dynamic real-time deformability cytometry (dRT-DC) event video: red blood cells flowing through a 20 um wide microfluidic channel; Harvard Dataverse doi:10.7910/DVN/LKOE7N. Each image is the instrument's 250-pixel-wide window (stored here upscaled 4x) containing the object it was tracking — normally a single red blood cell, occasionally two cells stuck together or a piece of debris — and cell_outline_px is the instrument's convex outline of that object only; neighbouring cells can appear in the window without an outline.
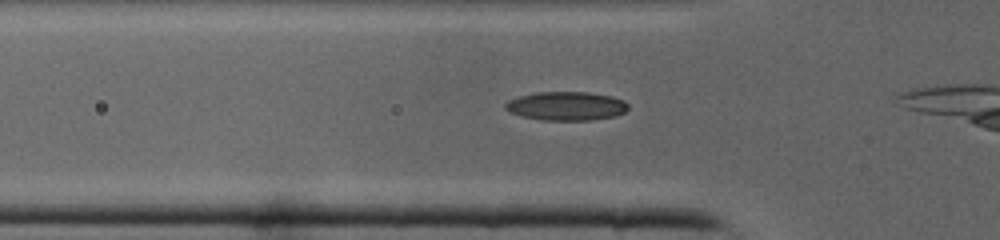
{"species": "common noctule bat (a hibernating species)", "species_latin": "Nyctalus noctula", "temperature_condition": "cold", "stored_images_in_passage": 20, "camera_frame_rate_fps": 3000, "um_per_image_px": 0.085, "animal": {"sex": "male", "body_mass_g": 19.0, "forearm_length_mm": 50.8}, "frame": {"image": 1, "passage_image": 8, "time_ms": 2.333, "image_size_px": [1000, 240], "cell_outline_px": [[628, 108], [624, 112], [616, 116], [588, 120], [540, 120], [520, 116], [508, 112], [504, 108], [504, 104], [508, 100], [520, 96], [536, 92], [588, 92], [612, 96], [624, 100], [628, 104]], "centroid_in_image_um": [48.11, 9.01], "position_along_channel_um": 77.7, "area_um2": 20.75}}
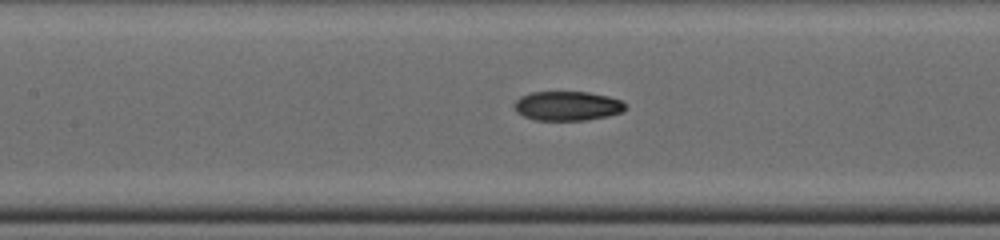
{"frame": {"image": 2, "passage_image": 13, "time_ms": 4.0, "image_size_px": [1000, 240], "cell_outline_px": [[628, 104], [620, 112], [608, 116], [588, 120], [536, 120], [524, 116], [516, 112], [512, 104], [520, 96], [532, 92], [588, 92], [608, 96], [620, 100]], "centroid_in_image_um": [48.2, 9.0], "position_along_channel_um": 159.2, "area_um2": 19.07}}
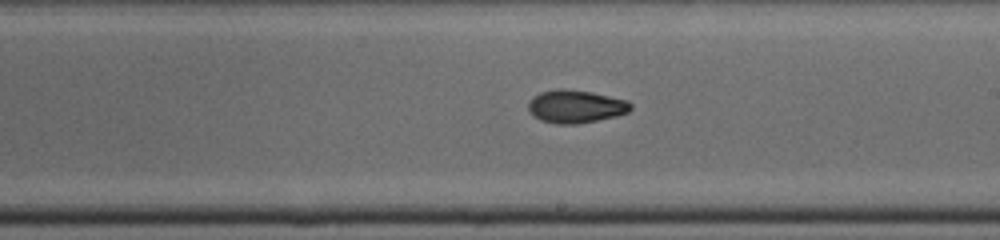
{"frame": {"image": 3, "passage_image": 18, "time_ms": 5.667, "image_size_px": [1000, 240], "cell_outline_px": [[632, 108], [628, 112], [616, 116], [576, 124], [556, 124], [540, 120], [528, 108], [528, 104], [532, 96], [540, 92], [560, 88], [564, 88], [592, 92], [628, 100], [632, 104]], "centroid_in_image_um": [48.95, 9.03], "position_along_channel_um": 240.1, "area_um2": 19.65}}